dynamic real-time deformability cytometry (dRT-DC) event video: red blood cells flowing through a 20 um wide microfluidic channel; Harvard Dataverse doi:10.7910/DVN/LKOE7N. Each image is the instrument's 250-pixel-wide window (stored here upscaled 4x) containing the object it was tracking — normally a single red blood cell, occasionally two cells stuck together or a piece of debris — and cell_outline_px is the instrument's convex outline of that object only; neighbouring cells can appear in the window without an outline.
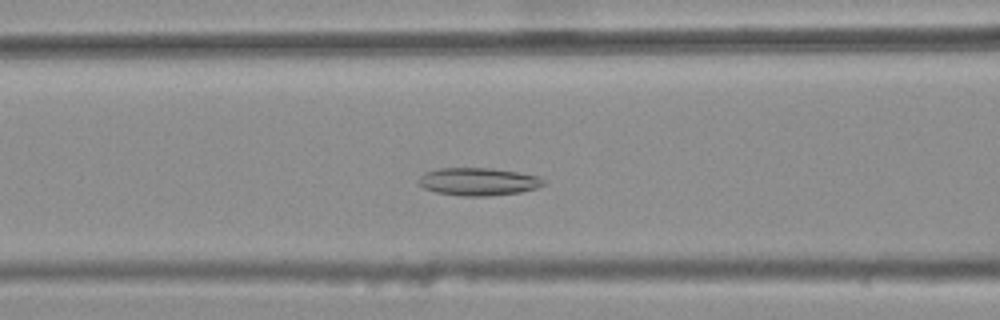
{"species": "common noctule bat (a hibernating species)", "species_latin": "Nyctalus noctula", "temperature_condition": "warm", "stored_images_in_passage": 35, "camera_frame_rate_fps": 3000, "um_per_image_px": 0.085, "animal": {"sex": "female", "body_mass_g": 25.1}, "frame": {"image": 1, "passage_image": 12, "time_ms": 3.667, "image_size_px": [1000, 320], "cell_outline_px": [[544, 184], [536, 188], [520, 192], [488, 196], [460, 196], [436, 192], [424, 188], [416, 180], [424, 172], [440, 168], [492, 168], [520, 172], [540, 176], [544, 180]], "centroid_in_image_um": [40.65, 15.43], "position_along_channel_um": 126.0, "area_um2": 20.35}}
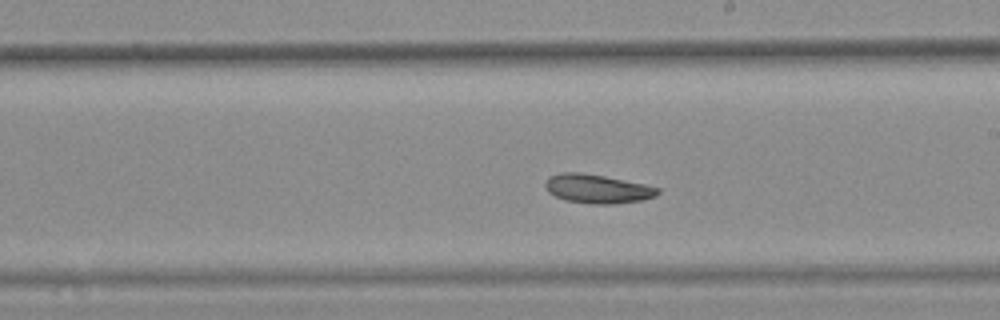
{"frame": {"image": 2, "passage_image": 21, "time_ms": 6.667, "image_size_px": [1000, 320], "cell_outline_px": [[660, 192], [656, 196], [640, 200], [612, 204], [592, 204], [564, 200], [548, 192], [544, 184], [548, 176], [560, 172], [580, 172], [604, 176], [644, 184], [660, 188]], "centroid_in_image_um": [50.74, 16.04], "position_along_channel_um": 238.3, "area_um2": 18.96}}
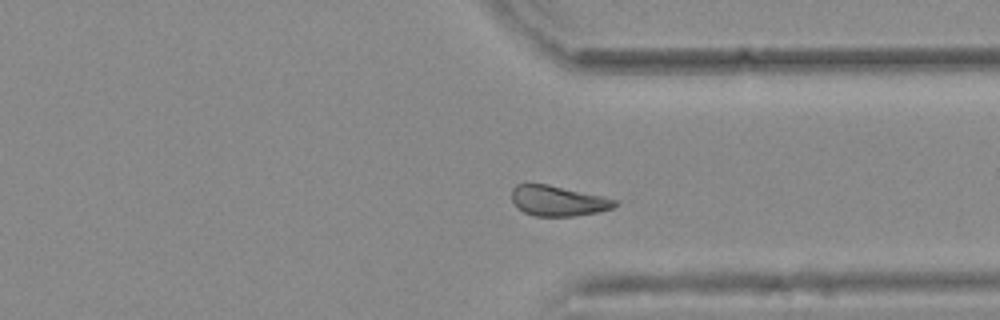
{"frame": {"image": 3, "passage_image": 31, "time_ms": 10.0, "image_size_px": [1000, 320], "cell_outline_px": [[620, 200], [612, 208], [600, 212], [576, 216], [536, 216], [524, 212], [512, 200], [512, 188], [516, 184], [528, 180], [548, 184], [604, 196]], "centroid_in_image_um": [47.42, 17.03], "position_along_channel_um": 364.0, "area_um2": 18.73}, "authors_computed_cell_mechanics": {"area_um2": 19.0162, "velocity_mm_per_s": 3.7541, "shape_relaxation_time_tau1_ms": null, "shape_relaxation_time_tau2_ms": 5.1753, "deformation_change_tau1": null, "deformation_change_tau2": 0.1094}}